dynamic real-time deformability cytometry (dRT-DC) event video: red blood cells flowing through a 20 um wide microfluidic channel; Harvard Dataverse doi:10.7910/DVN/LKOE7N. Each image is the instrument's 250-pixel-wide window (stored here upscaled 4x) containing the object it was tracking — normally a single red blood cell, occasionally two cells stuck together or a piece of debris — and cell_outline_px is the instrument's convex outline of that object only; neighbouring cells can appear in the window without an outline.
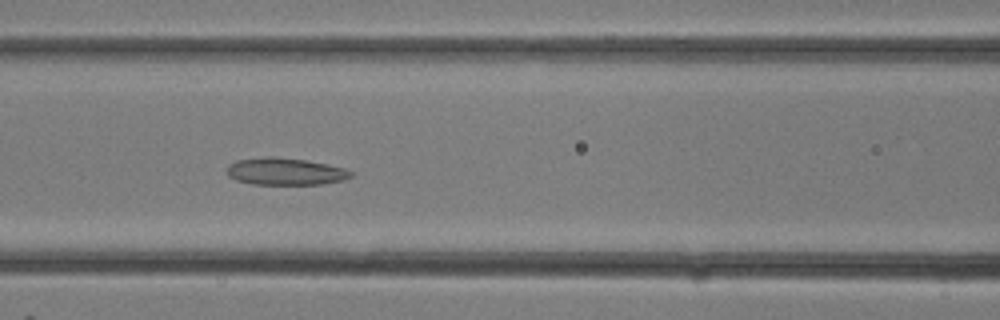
{"species": "common noctule bat (a hibernating species)", "species_latin": "Nyctalus noctula", "temperature_condition": "room temperature", "stored_images_in_passage": 27, "camera_frame_rate_fps": 3000, "um_per_image_px": 0.085, "animal": {"sex": "female"}, "frame": {"image": 1, "passage_image": 11, "time_ms": 3.333, "image_size_px": [1000, 320], "cell_outline_px": [[352, 176], [344, 180], [320, 184], [252, 184], [236, 180], [228, 176], [228, 164], [236, 160], [264, 156], [272, 156], [308, 160], [344, 168], [352, 172]], "centroid_in_image_um": [24.23, 14.56], "position_along_channel_um": 142.4, "area_um2": 19.65}}
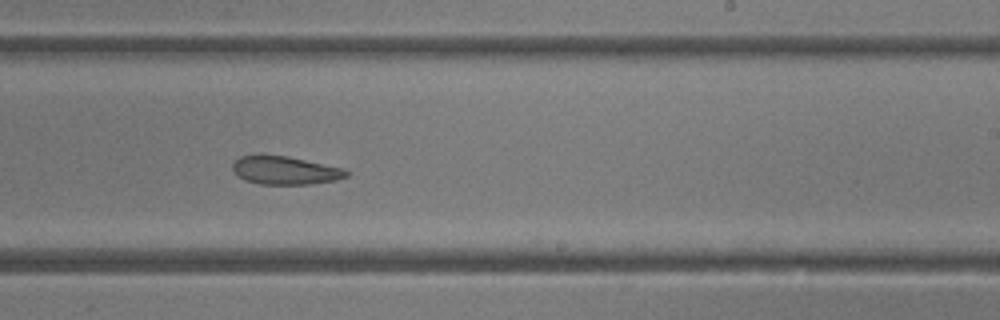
{"frame": {"image": 2, "passage_image": 16, "time_ms": 5.0, "image_size_px": [1000, 320], "cell_outline_px": [[348, 176], [336, 180], [312, 184], [260, 184], [244, 180], [232, 168], [232, 164], [240, 156], [260, 152], [288, 156], [344, 168], [348, 172]], "centroid_in_image_um": [24.21, 14.44], "position_along_channel_um": 264.8, "area_um2": 19.13}}
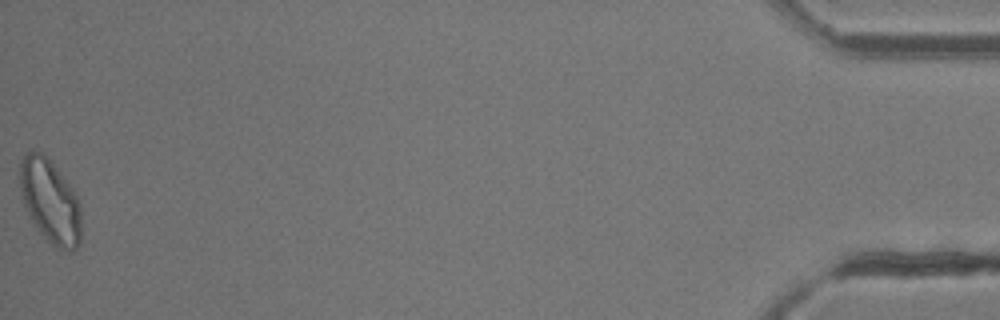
{"frame": {"image": 3, "passage_image": 27, "time_ms": 8.667, "image_size_px": [1000, 320], "cell_outline_px": [[80, 244], [72, 252], [68, 252], [56, 248], [32, 224], [24, 204], [16, 176], [20, 160], [24, 152], [32, 148], [40, 152], [60, 172], [72, 188], [80, 204]], "centroid_in_image_um": [4.21, 17.08], "position_along_channel_um": 431.0, "area_um2": 30.52}}